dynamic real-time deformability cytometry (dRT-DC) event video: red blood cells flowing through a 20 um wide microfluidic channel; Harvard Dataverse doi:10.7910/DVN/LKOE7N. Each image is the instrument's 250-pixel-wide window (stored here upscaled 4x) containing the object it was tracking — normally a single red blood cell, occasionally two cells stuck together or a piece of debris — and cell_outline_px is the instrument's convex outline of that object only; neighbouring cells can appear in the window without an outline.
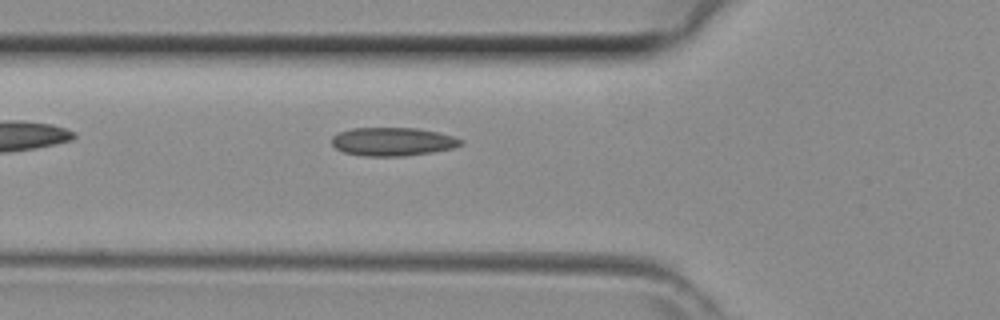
{"species": "common noctule bat (a hibernating species)", "species_latin": "Nyctalus noctula", "temperature_condition": "room temperature", "stored_images_in_passage": 22, "camera_frame_rate_fps": 3000, "um_per_image_px": 0.085, "animal": {"sex": "female", "body_mass_g": 29.2, "forearm_length_mm": 56.3}, "frame": {"image": 1, "passage_image": 2, "time_ms": 0.333, "image_size_px": [1000, 320], "cell_outline_px": [[464, 144], [452, 148], [432, 152], [404, 156], [364, 156], [344, 152], [336, 148], [332, 144], [332, 136], [340, 132], [352, 128], [416, 128], [436, 132], [452, 136], [464, 140]], "centroid_in_image_um": [33.38, 12.04], "position_along_channel_um": 92.4, "area_um2": 21.27}}
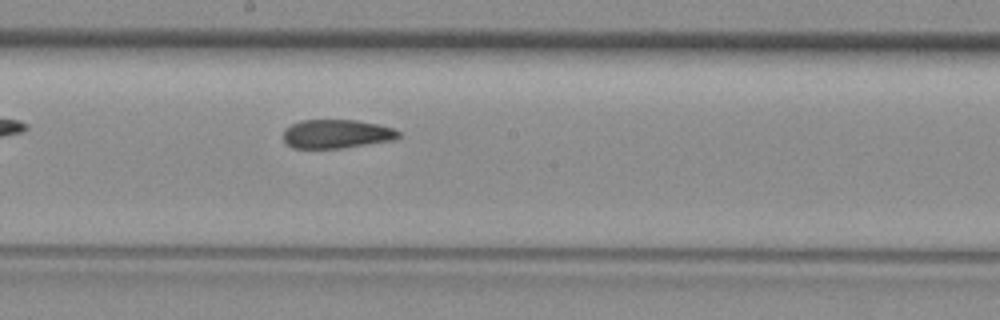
{"frame": {"image": 2, "passage_image": 10, "time_ms": 3.0, "image_size_px": [1000, 320], "cell_outline_px": [[400, 136], [392, 140], [340, 148], [292, 148], [284, 140], [284, 132], [292, 124], [300, 120], [356, 120], [376, 124], [392, 128], [400, 132]], "centroid_in_image_um": [28.6, 11.38], "position_along_channel_um": 219.6, "area_um2": 19.02}}
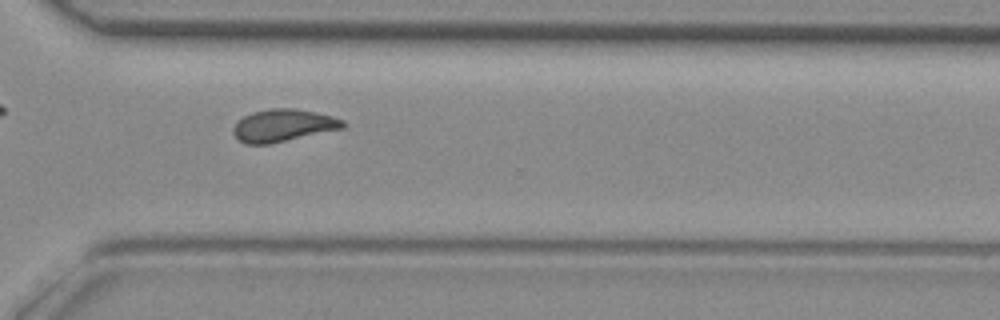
{"frame": {"image": 3, "passage_image": 18, "time_ms": 5.667, "image_size_px": [1000, 320], "cell_outline_px": [[344, 128], [268, 144], [244, 144], [232, 132], [232, 128], [244, 116], [252, 112], [272, 108], [296, 108], [316, 112], [332, 116], [344, 120]], "centroid_in_image_um": [24.07, 10.65], "position_along_channel_um": 346.5, "area_um2": 20.52}}